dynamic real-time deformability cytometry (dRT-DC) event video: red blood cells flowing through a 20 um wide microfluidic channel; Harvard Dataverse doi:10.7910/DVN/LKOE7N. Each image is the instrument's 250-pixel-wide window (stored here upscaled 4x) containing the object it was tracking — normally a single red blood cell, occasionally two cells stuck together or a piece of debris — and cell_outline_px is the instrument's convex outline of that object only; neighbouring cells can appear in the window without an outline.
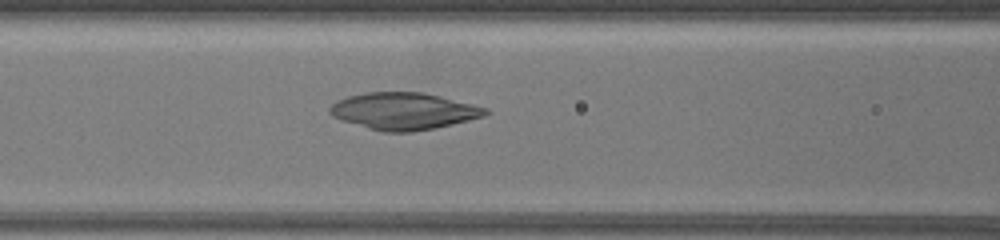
{"species": "common noctule bat (a hibernating species)", "species_latin": "Nyctalus noctula", "temperature_condition": "warm", "stored_images_in_passage": 66, "camera_frame_rate_fps": 3000, "um_per_image_px": 0.085, "animal": {"sex": "female", "body_mass_g": 19.5, "forearm_length_mm": 54.1}, "frame": {"image": 1, "passage_image": 31, "time_ms": 10.0, "image_size_px": [1000, 240], "cell_outline_px": [[492, 112], [484, 116], [436, 128], [412, 132], [384, 132], [368, 128], [340, 120], [332, 116], [328, 112], [328, 108], [332, 104], [348, 96], [368, 92], [424, 92], [488, 108]], "centroid_in_image_um": [34.32, 9.45], "position_along_channel_um": 132.3, "area_um2": 33.52}}
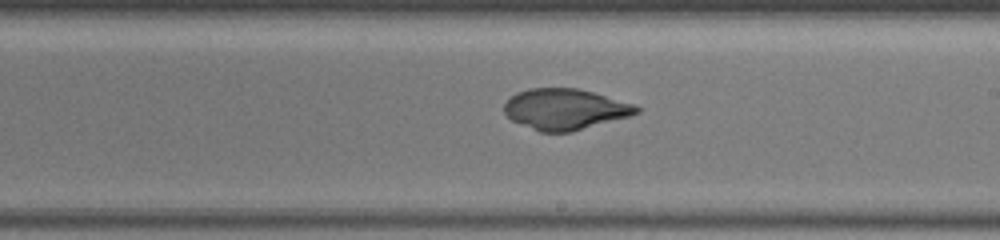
{"frame": {"image": 2, "passage_image": 41, "time_ms": 13.333, "image_size_px": [1000, 240], "cell_outline_px": [[640, 112], [628, 116], [572, 132], [540, 132], [512, 120], [504, 112], [504, 104], [516, 92], [528, 88], [580, 88], [636, 104], [640, 108]], "centroid_in_image_um": [48.04, 9.27], "position_along_channel_um": 241.0, "area_um2": 31.5}}
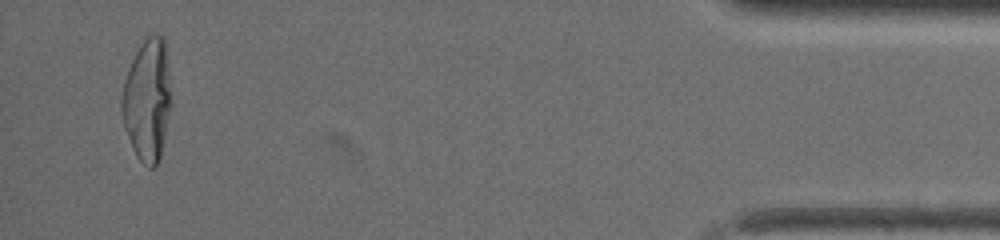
{"frame": {"image": 3, "passage_image": 64, "time_ms": 21.0, "image_size_px": [1000, 240], "cell_outline_px": [[168, 112], [160, 160], [156, 168], [148, 168], [136, 156], [132, 148], [120, 112], [120, 100], [124, 80], [128, 68], [140, 44], [152, 32], [164, 36], [168, 68]], "centroid_in_image_um": [12.47, 8.49], "position_along_channel_um": 422.7, "area_um2": 34.68}}